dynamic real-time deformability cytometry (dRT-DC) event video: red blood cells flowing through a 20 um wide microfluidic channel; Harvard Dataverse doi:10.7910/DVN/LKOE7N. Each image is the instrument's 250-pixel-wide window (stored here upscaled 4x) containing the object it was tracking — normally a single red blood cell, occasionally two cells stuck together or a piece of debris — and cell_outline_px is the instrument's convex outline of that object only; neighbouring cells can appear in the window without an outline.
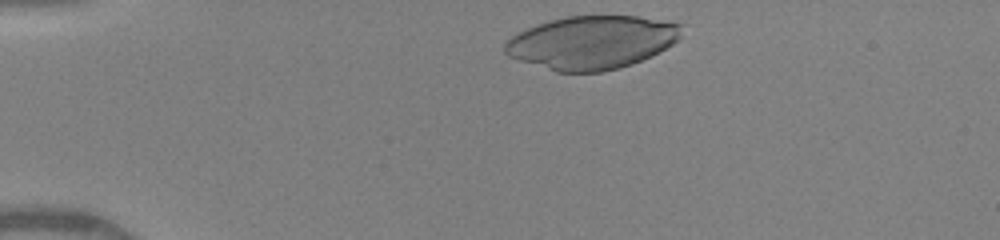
{"species": "human", "species_latin": "Homo sapiens", "temperature_condition": "warm", "stored_images_in_passage": 34, "camera_frame_rate_fps": 3000, "um_per_image_px": 0.085, "donor": {"sex": "female"}, "frame": {"image": 1, "passage_image": 1, "time_ms": 0.0, "image_size_px": [1000, 240], "cell_outline_px": [[684, 24], [680, 36], [672, 44], [660, 52], [652, 56], [632, 64], [600, 72], [556, 72], [508, 56], [504, 52], [504, 44], [512, 36], [536, 24], [568, 16], [636, 16]], "centroid_in_image_um": [50.32, 3.61], "position_along_channel_um": 34.7, "area_um2": 54.56}}